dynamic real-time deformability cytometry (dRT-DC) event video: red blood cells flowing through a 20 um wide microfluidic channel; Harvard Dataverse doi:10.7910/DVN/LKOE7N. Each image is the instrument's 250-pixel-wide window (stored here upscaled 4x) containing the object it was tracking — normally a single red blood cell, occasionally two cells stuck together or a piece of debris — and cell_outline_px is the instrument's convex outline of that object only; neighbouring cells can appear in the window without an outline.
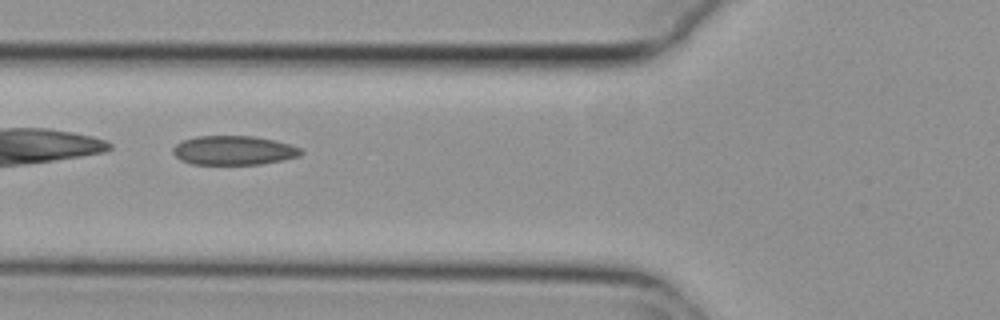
{"species": "common noctule bat (a hibernating species)", "species_latin": "Nyctalus noctula", "temperature_condition": "cold", "stored_images_in_passage": 35, "camera_frame_rate_fps": 3000, "um_per_image_px": 0.085, "animal": {"sex": "female", "body_mass_g": 29.2, "forearm_length_mm": 56.3}, "frame": {"image": 1, "passage_image": 5, "time_ms": 1.333, "image_size_px": [1000, 320], "cell_outline_px": [[304, 152], [300, 156], [260, 164], [192, 164], [180, 160], [172, 152], [172, 148], [176, 144], [184, 140], [196, 136], [256, 136], [276, 140], [300, 148]], "centroid_in_image_um": [19.85, 12.77], "position_along_channel_um": 105.9, "area_um2": 21.73}}
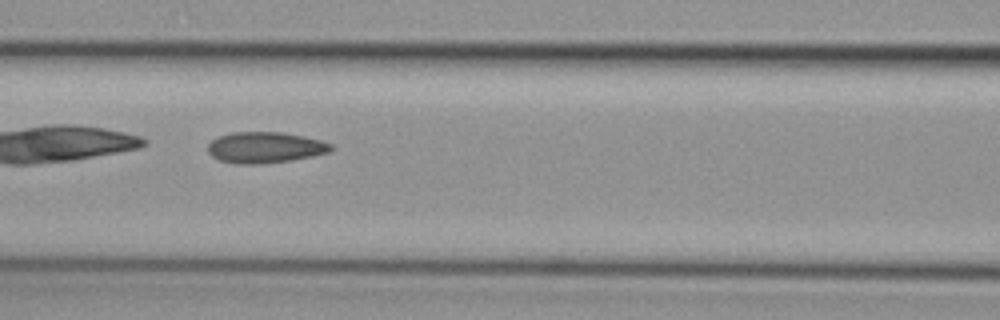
{"frame": {"image": 2, "passage_image": 8, "time_ms": 2.333, "image_size_px": [1000, 320], "cell_outline_px": [[336, 148], [332, 152], [292, 160], [260, 164], [232, 164], [220, 160], [212, 156], [208, 152], [208, 144], [216, 136], [232, 132], [280, 132], [304, 136], [320, 140], [332, 144]], "centroid_in_image_um": [22.54, 12.54], "position_along_channel_um": 144.1, "area_um2": 22.6}}
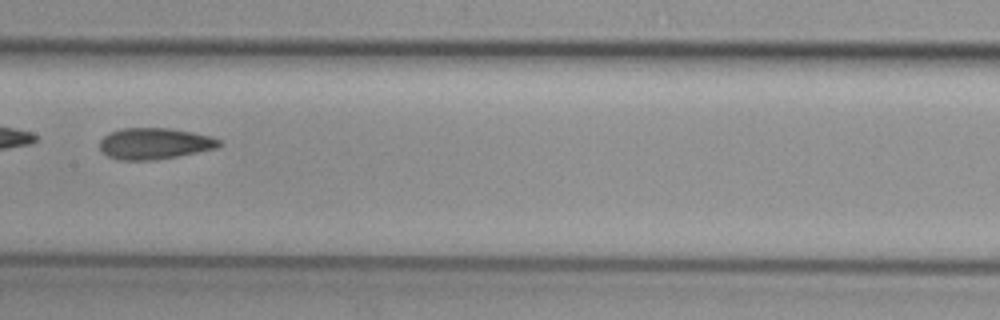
{"frame": {"image": 3, "passage_image": 12, "time_ms": 3.667, "image_size_px": [1000, 320], "cell_outline_px": [[220, 144], [216, 148], [156, 160], [116, 160], [108, 156], [100, 148], [100, 140], [104, 136], [120, 128], [168, 128], [192, 132], [212, 136], [220, 140]], "centroid_in_image_um": [13.12, 12.2], "position_along_channel_um": 194.3, "area_um2": 21.62}, "authors_computed_cell_mechanics": {"area_um2": 21.7328, "velocity_mm_per_s": 3.7686, "shape_relaxation_time_tau1_ms": null, "shape_relaxation_time_tau2_ms": 2.7044, "deformation_change_tau1": null, "deformation_change_tau2": 0.0918}}